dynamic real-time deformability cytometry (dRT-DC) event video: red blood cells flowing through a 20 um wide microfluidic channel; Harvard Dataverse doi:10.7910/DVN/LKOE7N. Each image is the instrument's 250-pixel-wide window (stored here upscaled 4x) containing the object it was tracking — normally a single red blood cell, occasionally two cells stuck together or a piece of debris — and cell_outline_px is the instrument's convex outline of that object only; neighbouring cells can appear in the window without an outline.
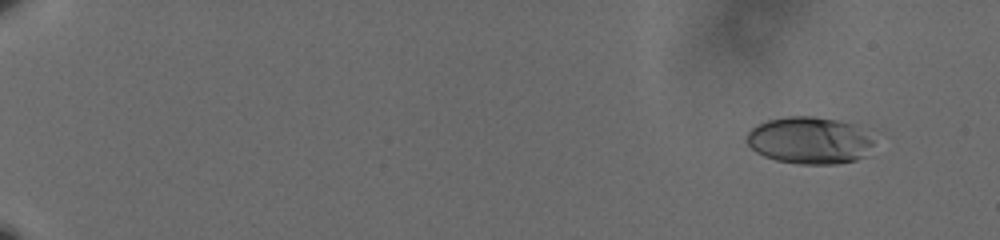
{"species": "human", "species_latin": "Homo sapiens", "temperature_condition": "cold", "stored_images_in_passage": 57, "camera_frame_rate_fps": 3000, "um_per_image_px": 0.085, "donor": {"sex": "male"}, "frame": {"image": 1, "passage_image": 1, "time_ms": 0.0, "image_size_px": [1000, 240], "cell_outline_px": [[872, 144], [864, 156], [856, 160], [836, 164], [800, 164], [776, 160], [764, 156], [756, 152], [744, 140], [744, 136], [756, 124], [768, 120], [788, 116], [816, 116], [836, 120], [852, 124], [872, 140]], "centroid_in_image_um": [68.71, 11.94], "position_along_channel_um": 16.3, "area_um2": 34.62}}
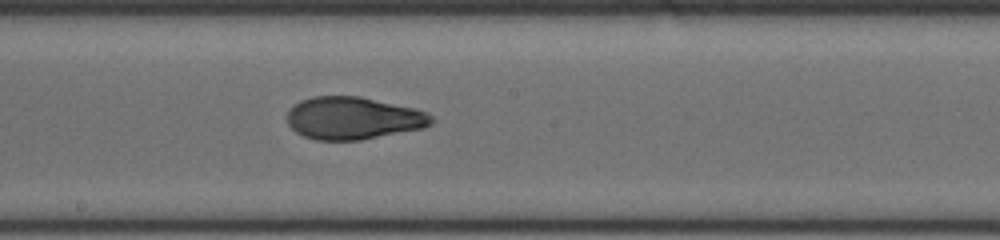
{"frame": {"image": 2, "passage_image": 33, "time_ms": 10.667, "image_size_px": [1000, 240], "cell_outline_px": [[436, 120], [432, 124], [424, 128], [360, 140], [316, 140], [304, 136], [296, 132], [288, 124], [288, 112], [300, 100], [312, 96], [360, 96], [416, 108], [432, 116]], "centroid_in_image_um": [30.05, 10.04], "position_along_channel_um": 218.1, "area_um2": 35.78}}
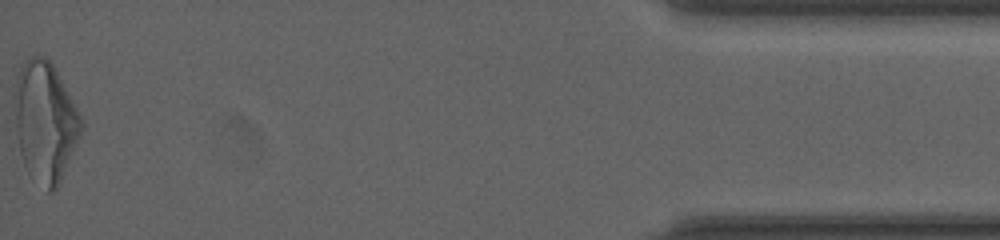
{"frame": {"image": 3, "passage_image": 57, "time_ms": 18.667, "image_size_px": [1000, 240], "cell_outline_px": [[84, 128], [60, 184], [56, 188], [48, 192], [24, 164], [20, 152], [16, 132], [12, 88], [16, 76], [24, 60], [32, 56], [44, 56], [56, 68], [84, 120]], "centroid_in_image_um": [3.85, 10.28], "position_along_channel_um": 431.4, "area_um2": 47.22}, "authors_computed_cell_mechanics": {"area_um2": 35.547, "velocity_mm_per_s": 3.5996, "shape_relaxation_time_tau1_ms": 4.7429, "shape_relaxation_time_tau2_ms": 1.8201, "deformation_change_tau1": 0.195, "deformation_change_tau2": 0.073}}